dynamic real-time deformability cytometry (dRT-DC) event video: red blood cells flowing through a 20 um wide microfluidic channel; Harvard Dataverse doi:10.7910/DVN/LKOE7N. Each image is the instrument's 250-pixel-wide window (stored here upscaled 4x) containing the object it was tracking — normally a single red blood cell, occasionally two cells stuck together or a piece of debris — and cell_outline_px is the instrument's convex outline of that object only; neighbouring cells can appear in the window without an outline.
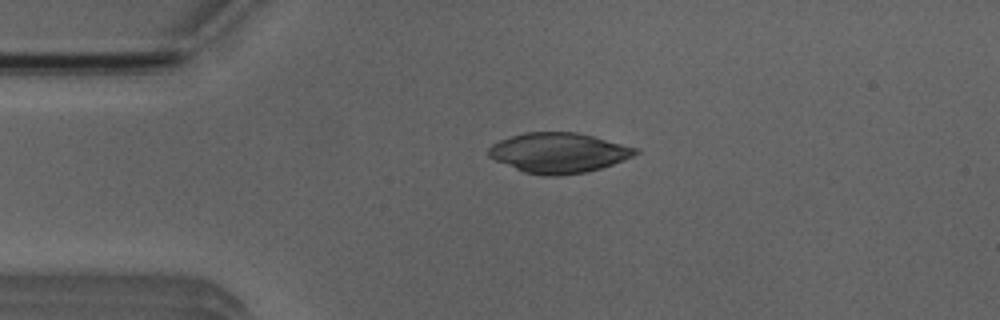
{"species": "Egyptian fruit bat (a non-hibernating species)", "species_latin": "Rousettus aegyptiacus", "temperature_condition": "room temperature", "stored_images_in_passage": 2, "camera_frame_rate_fps": 3000, "um_per_image_px": 0.085, "animal": {"sex": "male"}, "frame": {"image": 1, "passage_image": 1, "time_ms": 0.0, "image_size_px": [1000, 320], "cell_outline_px": [[640, 152], [632, 156], [612, 164], [600, 168], [584, 172], [556, 176], [544, 176], [524, 172], [496, 160], [488, 156], [488, 148], [492, 144], [508, 136], [524, 132], [576, 132], [640, 148]], "centroid_in_image_um": [47.47, 12.98], "position_along_channel_um": 37.5, "area_um2": 34.16}}